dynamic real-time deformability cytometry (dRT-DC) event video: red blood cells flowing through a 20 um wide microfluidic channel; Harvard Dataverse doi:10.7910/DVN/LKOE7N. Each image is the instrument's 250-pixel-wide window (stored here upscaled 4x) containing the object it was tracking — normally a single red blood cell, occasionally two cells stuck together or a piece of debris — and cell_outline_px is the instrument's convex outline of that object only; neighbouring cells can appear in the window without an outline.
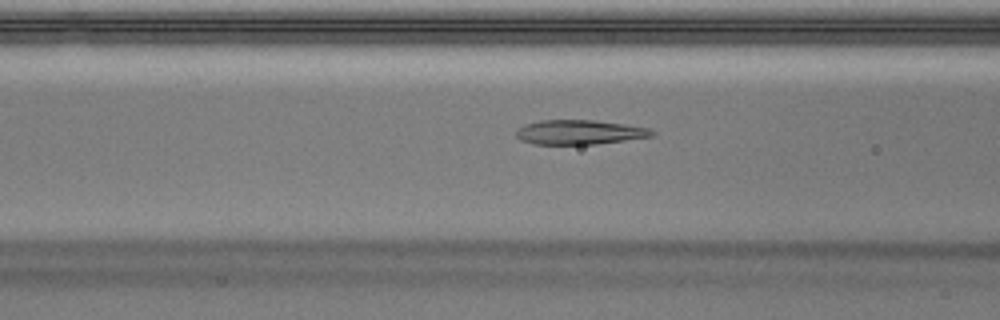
{"species": "Egyptian fruit bat (a non-hibernating species)", "species_latin": "Rousettus aegyptiacus", "temperature_condition": "warm", "stored_images_in_passage": 47, "camera_frame_rate_fps": 3000, "um_per_image_px": 0.085, "animal": {"sex": "male"}, "frame": {"image": 1, "passage_image": 17, "time_ms": 5.333, "image_size_px": [1000, 320], "cell_outline_px": [[656, 132], [652, 136], [596, 144], [532, 144], [520, 140], [516, 136], [516, 128], [524, 124], [540, 120], [596, 120], [624, 124], [648, 128]], "centroid_in_image_um": [49.19, 11.23], "position_along_channel_um": 117.4, "area_um2": 19.42}}
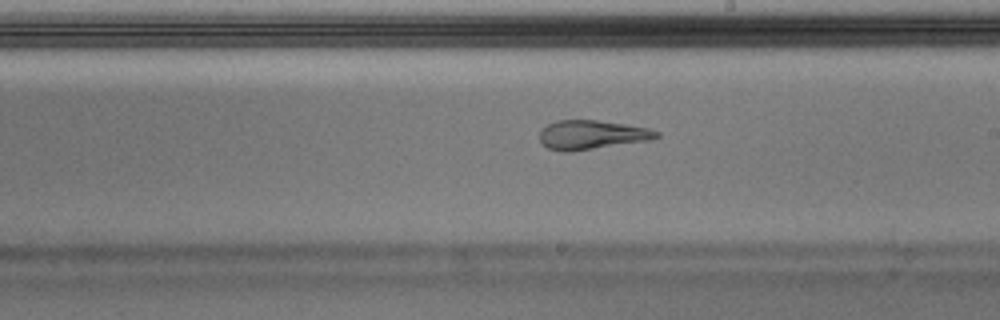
{"frame": {"image": 2, "passage_image": 26, "time_ms": 8.333, "image_size_px": [1000, 320], "cell_outline_px": [[660, 136], [648, 140], [572, 152], [564, 152], [548, 148], [540, 140], [540, 132], [548, 124], [556, 120], [596, 120], [624, 124], [648, 128], [660, 132]], "centroid_in_image_um": [50.29, 11.46], "position_along_channel_um": 238.7, "area_um2": 19.65}}
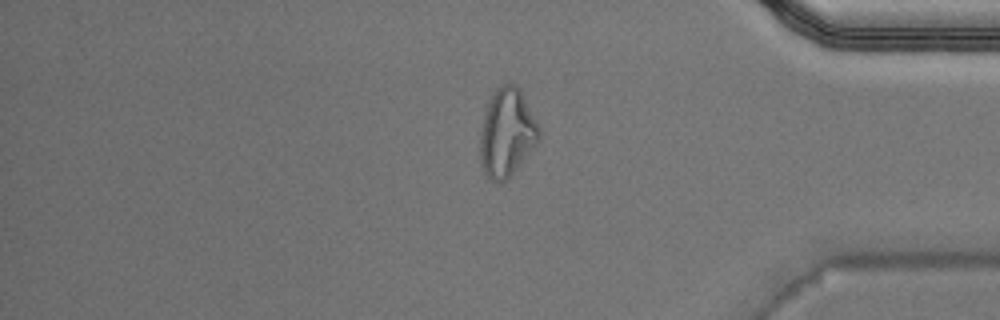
{"frame": {"image": 3, "passage_image": 39, "time_ms": 12.667, "image_size_px": [1000, 320], "cell_outline_px": [[540, 136], [536, 144], [512, 172], [504, 180], [492, 180], [484, 172], [480, 156], [480, 132], [484, 108], [488, 100], [496, 88], [500, 84], [516, 84], [520, 88], [540, 128]], "centroid_in_image_um": [43.06, 11.19], "position_along_channel_um": 392.1, "area_um2": 29.94}, "authors_computed_cell_mechanics": {"area_um2": 20.808, "velocity_mm_per_s": 4.0415, "shape_relaxation_time_tau1_ms": null, "shape_relaxation_time_tau2_ms": 2.0513, "deformation_change_tau1": null, "deformation_change_tau2": 0.1024}}